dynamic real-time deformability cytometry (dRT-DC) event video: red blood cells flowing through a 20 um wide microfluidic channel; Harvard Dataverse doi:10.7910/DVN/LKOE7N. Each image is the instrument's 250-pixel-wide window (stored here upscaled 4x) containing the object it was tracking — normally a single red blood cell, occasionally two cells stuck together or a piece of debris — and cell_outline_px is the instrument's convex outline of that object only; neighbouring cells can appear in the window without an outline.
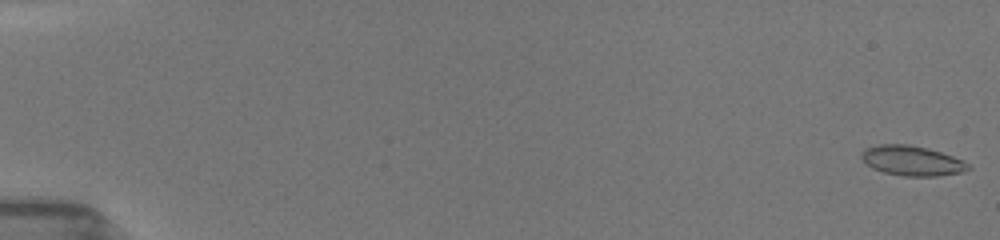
{"species": "common noctule bat (a hibernating species)", "species_latin": "Nyctalus noctula", "temperature_condition": "room temperature", "stored_images_in_passage": 25, "camera_frame_rate_fps": 3000, "um_per_image_px": 0.085, "animal": {"sex": "female", "body_mass_g": 19.5, "forearm_length_mm": 54.1}, "frame": {"image": 1, "passage_image": 1, "time_ms": 0.0, "image_size_px": [1000, 240], "cell_outline_px": [[972, 168], [964, 172], [936, 176], [904, 176], [884, 172], [872, 168], [860, 156], [860, 152], [864, 148], [880, 144], [908, 144], [928, 148], [964, 160]], "centroid_in_image_um": [77.52, 13.65], "position_along_channel_um": 7.5, "area_um2": 18.67}}
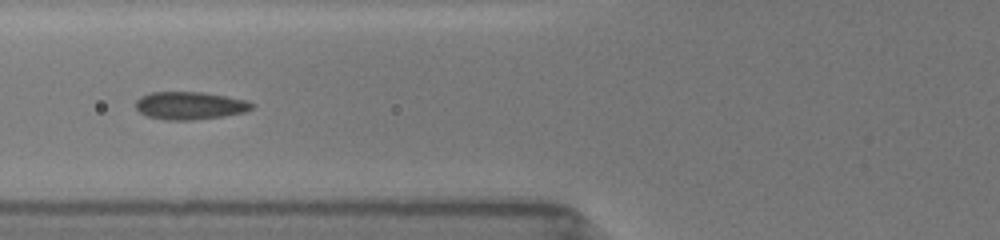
{"frame": {"image": 2, "passage_image": 15, "time_ms": 7.0, "image_size_px": [1000, 240], "cell_outline_px": [[256, 104], [252, 108], [244, 112], [224, 116], [192, 120], [164, 120], [148, 116], [140, 112], [136, 108], [136, 100], [140, 96], [152, 92], [204, 92], [248, 100]], "centroid_in_image_um": [16.16, 8.97], "position_along_channel_um": 109.6, "area_um2": 18.9}}
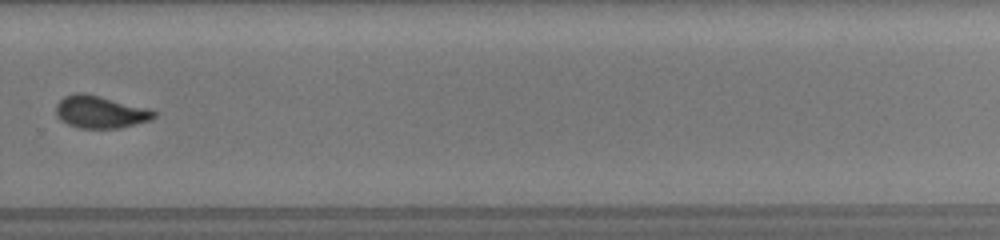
{"frame": {"image": 3, "passage_image": 25, "time_ms": 12.333, "image_size_px": [1000, 240], "cell_outline_px": [[156, 116], [152, 120], [120, 128], [80, 128], [68, 124], [60, 120], [56, 112], [56, 104], [64, 96], [76, 92], [84, 92], [148, 108], [156, 112]], "centroid_in_image_um": [8.53, 9.51], "position_along_channel_um": 321.3, "area_um2": 18.55}}